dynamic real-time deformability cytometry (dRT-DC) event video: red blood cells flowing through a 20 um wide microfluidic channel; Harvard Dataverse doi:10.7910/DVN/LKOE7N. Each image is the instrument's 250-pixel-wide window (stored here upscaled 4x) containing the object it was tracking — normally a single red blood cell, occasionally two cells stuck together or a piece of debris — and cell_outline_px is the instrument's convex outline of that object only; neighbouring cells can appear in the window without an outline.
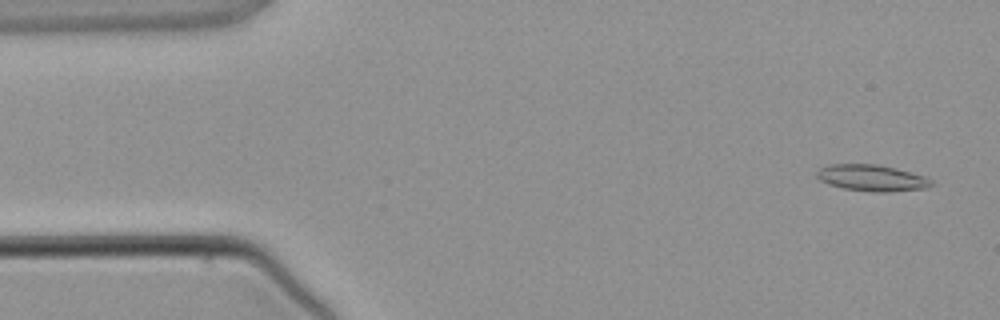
{"species": "common noctule bat (a hibernating species)", "species_latin": "Nyctalus noctula", "temperature_condition": "warm", "stored_images_in_passage": 4, "camera_frame_rate_fps": 3000, "um_per_image_px": 0.085, "animal": {"sex": "male", "body_mass_g": 21.5, "forearm_length_mm": 52.0}, "frame": {"image": 1, "passage_image": 1, "time_ms": 0.0, "image_size_px": [1000, 320], "cell_outline_px": [[932, 184], [924, 188], [880, 192], [876, 192], [844, 188], [828, 184], [820, 180], [816, 176], [816, 172], [820, 168], [828, 164], [876, 164], [896, 168], [924, 176], [932, 180]], "centroid_in_image_um": [74.05, 15.11], "position_along_channel_um": 10.9, "area_um2": 17.34}}